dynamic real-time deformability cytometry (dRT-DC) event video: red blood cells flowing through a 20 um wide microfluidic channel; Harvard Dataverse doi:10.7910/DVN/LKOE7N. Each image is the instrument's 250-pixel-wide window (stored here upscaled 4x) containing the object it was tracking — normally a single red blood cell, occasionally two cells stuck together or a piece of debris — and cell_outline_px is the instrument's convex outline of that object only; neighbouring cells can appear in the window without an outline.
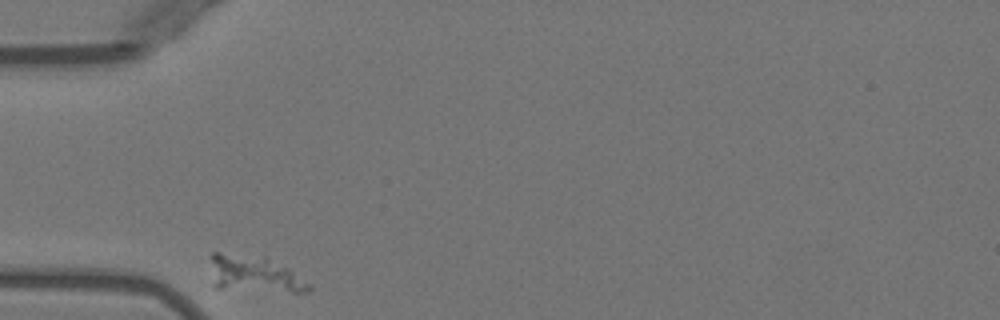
{"species": "Egyptian fruit bat (a non-hibernating species)", "species_latin": "Rousettus aegyptiacus", "temperature_condition": "warm", "stored_images_in_passage": 31, "camera_frame_rate_fps": 3000, "um_per_image_px": 0.085, "animal": {"sex": "female"}, "frame": {"image": 1, "passage_image": 1, "time_ms": 0.0, "image_size_px": [1000, 320], "cell_outline_px": [[312, 288], [308, 292], [292, 292], [216, 288], [212, 284], [212, 252], [220, 252], [268, 256], [312, 284]], "centroid_in_image_um": [21.64, 23.28], "position_along_channel_um": 63.4, "area_um2": 21.15}}
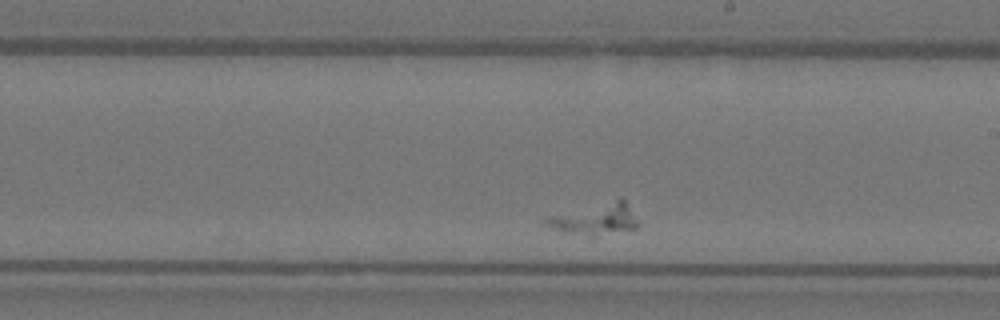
{"frame": {"image": 2, "passage_image": 18, "time_ms": 5.667, "image_size_px": [1000, 320], "cell_outline_px": [[640, 224], [636, 228], [592, 236], [588, 236], [564, 232], [544, 224], [540, 220], [548, 216], [620, 196], [624, 200]], "centroid_in_image_um": [50.57, 18.58], "position_along_channel_um": 238.4, "area_um2": 17.05}}
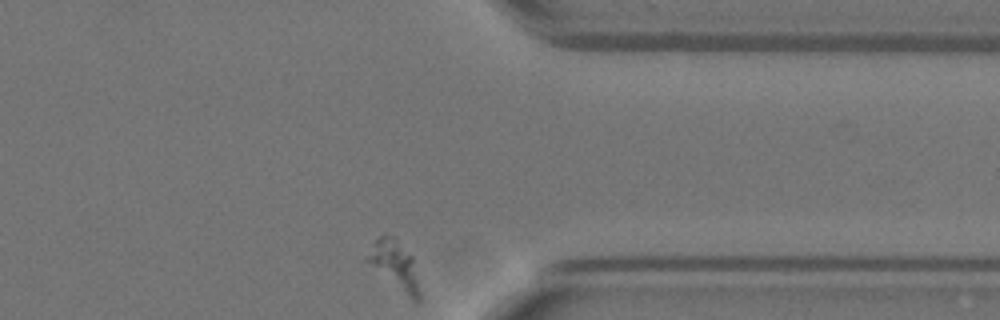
{"frame": {"image": 3, "passage_image": 31, "time_ms": 10.0, "image_size_px": [1000, 320], "cell_outline_px": [[420, 304], [412, 300], [368, 260], [368, 256], [372, 244], [380, 236], [392, 236], [412, 256], [420, 292]], "centroid_in_image_um": [33.63, 22.55], "position_along_channel_um": 377.8, "area_um2": 13.53}}